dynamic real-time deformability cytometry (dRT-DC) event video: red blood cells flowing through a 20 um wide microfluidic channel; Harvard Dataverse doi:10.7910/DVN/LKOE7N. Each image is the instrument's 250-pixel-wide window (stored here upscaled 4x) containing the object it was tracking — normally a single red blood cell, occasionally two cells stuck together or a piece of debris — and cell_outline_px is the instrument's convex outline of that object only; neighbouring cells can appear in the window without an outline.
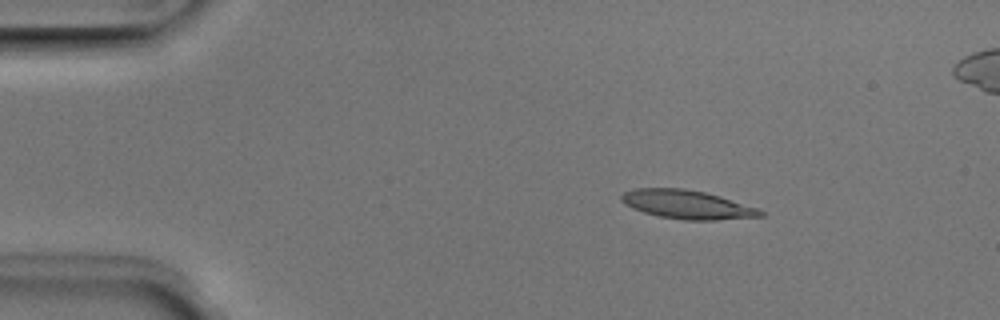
{"species": "Egyptian fruit bat (a non-hibernating species)", "species_latin": "Rousettus aegyptiacus", "temperature_condition": "room temperature", "stored_images_in_passage": 45, "camera_frame_rate_fps": 3000, "um_per_image_px": 0.085, "animal": {"sex": "male"}, "frame": {"image": 1, "passage_image": 1, "time_ms": 0.0, "image_size_px": [1000, 320], "cell_outline_px": [[764, 216], [716, 220], [684, 220], [660, 216], [644, 212], [632, 208], [620, 200], [620, 196], [624, 192], [636, 188], [684, 188], [704, 192], [720, 196], [760, 208], [764, 212]], "centroid_in_image_um": [58.43, 17.38], "position_along_channel_um": 26.6, "area_um2": 23.29}}
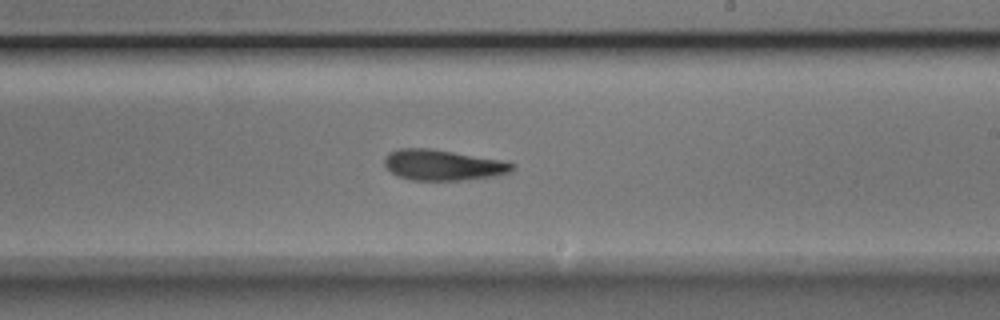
{"frame": {"image": 2, "passage_image": 23, "time_ms": 7.333, "image_size_px": [1000, 320], "cell_outline_px": [[516, 168], [508, 172], [496, 176], [464, 180], [412, 180], [396, 176], [384, 164], [384, 160], [388, 152], [400, 148], [432, 148], [500, 160], [516, 164]], "centroid_in_image_um": [37.64, 14.03], "position_along_channel_um": 251.4, "area_um2": 22.89}}
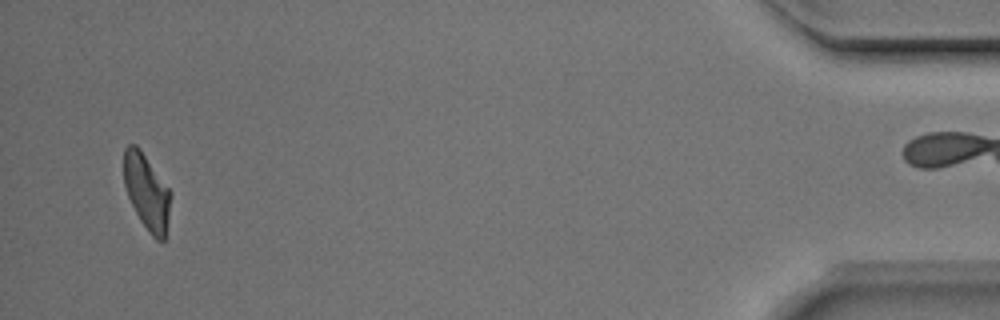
{"frame": {"image": 3, "passage_image": 42, "time_ms": 13.667, "image_size_px": [1000, 320], "cell_outline_px": [[172, 196], [164, 240], [156, 240], [152, 236], [140, 220], [128, 196], [124, 184], [124, 148], [128, 144], [136, 144], [140, 148], [172, 192]], "centroid_in_image_um": [12.48, 16.28], "position_along_channel_um": 422.7, "area_um2": 20.58}, "authors_computed_cell_mechanics": {"area_um2": 22.831, "velocity_mm_per_s": 3.9688, "shape_relaxation_time_tau1_ms": 7.0139, "shape_relaxation_time_tau2_ms": 3.4716, "deformation_change_tau1": 0.1946, "deformation_change_tau2": 0.1278}}